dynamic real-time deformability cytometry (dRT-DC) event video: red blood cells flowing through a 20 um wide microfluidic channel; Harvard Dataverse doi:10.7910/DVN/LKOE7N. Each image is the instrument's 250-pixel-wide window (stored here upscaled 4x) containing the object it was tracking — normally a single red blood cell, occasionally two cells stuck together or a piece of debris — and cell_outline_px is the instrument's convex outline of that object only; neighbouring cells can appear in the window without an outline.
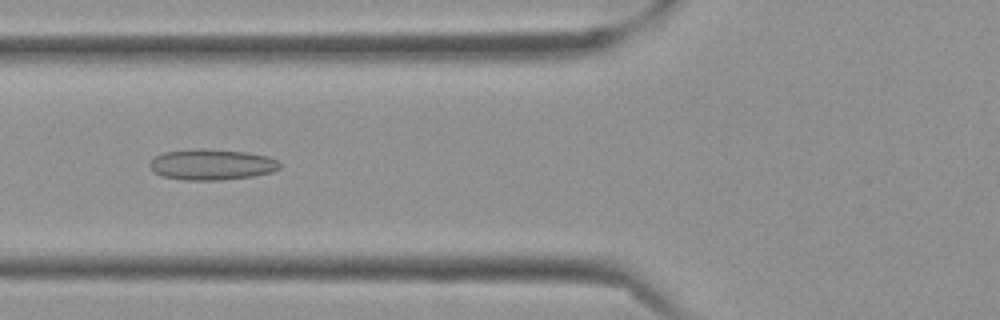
{"species": "Egyptian fruit bat (a non-hibernating species)", "species_latin": "Rousettus aegyptiacus", "temperature_condition": "cold", "stored_images_in_passage": 40, "camera_frame_rate_fps": 3000, "um_per_image_px": 0.085, "frame": {"image": 1, "passage_image": 5, "time_ms": 1.333, "image_size_px": [1000, 320], "cell_outline_px": [[280, 168], [272, 172], [252, 176], [220, 180], [184, 180], [160, 176], [148, 164], [156, 156], [164, 152], [196, 148], [200, 148], [248, 152], [268, 156], [276, 160], [280, 164]], "centroid_in_image_um": [18.0, 13.98], "position_along_channel_um": 107.8, "area_um2": 23.35}}
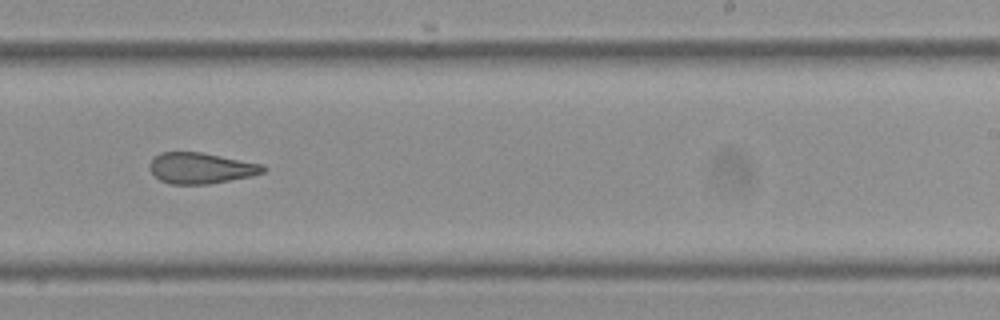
{"frame": {"image": 2, "passage_image": 19, "time_ms": 6.0, "image_size_px": [1000, 320], "cell_outline_px": [[264, 172], [252, 176], [208, 184], [172, 184], [160, 180], [148, 168], [148, 164], [160, 152], [200, 152], [264, 164]], "centroid_in_image_um": [17.07, 14.29], "position_along_channel_um": 271.9, "area_um2": 20.35}}
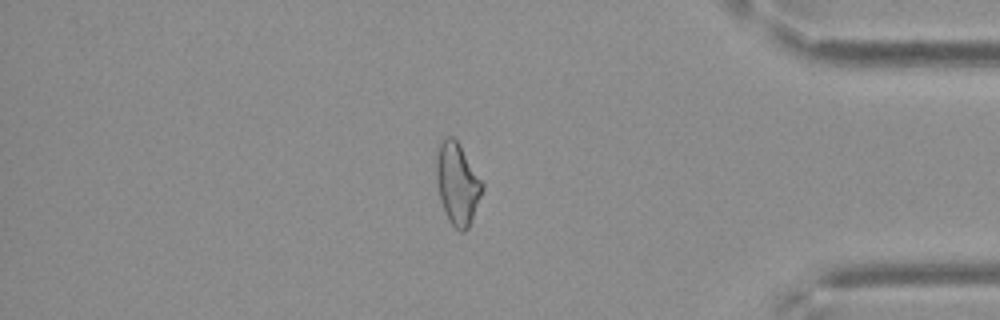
{"frame": {"image": 3, "passage_image": 32, "time_ms": 10.333, "image_size_px": [1000, 320], "cell_outline_px": [[484, 188], [468, 228], [464, 232], [460, 232], [448, 220], [440, 200], [436, 180], [436, 160], [440, 144], [444, 136], [452, 136], [460, 144], [484, 184]], "centroid_in_image_um": [38.87, 15.61], "position_along_channel_um": 396.3, "area_um2": 21.79}, "authors_computed_cell_mechanics": {"area_um2": 21.5305, "velocity_mm_per_s": 3.5068, "shape_relaxation_time_tau1_ms": null, "shape_relaxation_time_tau2_ms": 3.4564, "deformation_change_tau1": null, "deformation_change_tau2": 0.1119}}